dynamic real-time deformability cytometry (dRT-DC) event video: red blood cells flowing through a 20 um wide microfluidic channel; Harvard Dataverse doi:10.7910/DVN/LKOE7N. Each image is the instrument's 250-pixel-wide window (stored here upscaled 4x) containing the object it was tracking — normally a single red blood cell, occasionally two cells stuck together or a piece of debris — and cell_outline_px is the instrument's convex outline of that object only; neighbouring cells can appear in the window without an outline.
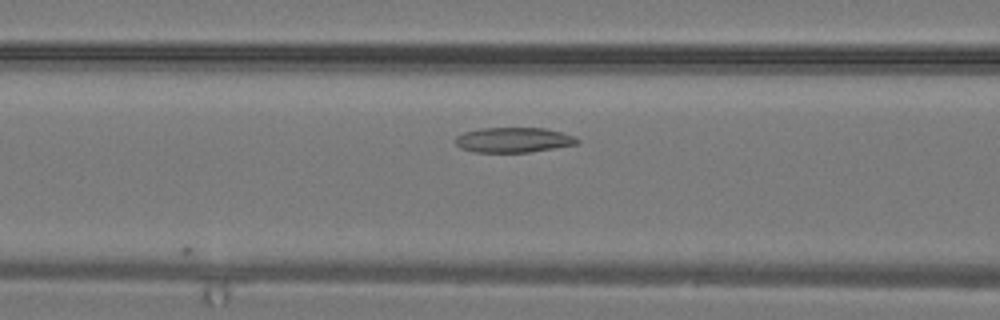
{"species": "common noctule bat (a hibernating species)", "species_latin": "Nyctalus noctula", "temperature_condition": "warm", "stored_images_in_passage": 10, "camera_frame_rate_fps": 3000, "um_per_image_px": 0.085, "animal": {"sex": "male", "body_mass_g": 19.2, "forearm_length_mm": 51.8}, "frame": {"image": 1, "passage_image": 4, "time_ms": 1.0, "image_size_px": [1000, 320], "cell_outline_px": [[580, 140], [576, 144], [528, 152], [472, 152], [460, 148], [456, 144], [456, 136], [464, 132], [480, 128], [544, 128], [560, 132], [572, 136]], "centroid_in_image_um": [43.59, 11.89], "position_along_channel_um": 123.0, "area_um2": 17.57}}
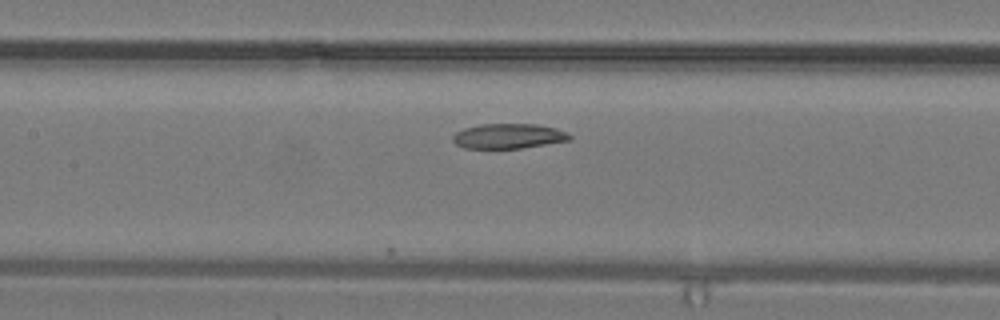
{"frame": {"image": 2, "passage_image": 6, "time_ms": 1.667, "image_size_px": [1000, 320], "cell_outline_px": [[572, 140], [520, 148], [464, 148], [456, 144], [452, 140], [452, 136], [456, 132], [464, 128], [480, 124], [536, 124], [556, 128], [568, 132], [572, 136]], "centroid_in_image_um": [43.24, 11.56], "position_along_channel_um": 164.2, "area_um2": 17.05}}